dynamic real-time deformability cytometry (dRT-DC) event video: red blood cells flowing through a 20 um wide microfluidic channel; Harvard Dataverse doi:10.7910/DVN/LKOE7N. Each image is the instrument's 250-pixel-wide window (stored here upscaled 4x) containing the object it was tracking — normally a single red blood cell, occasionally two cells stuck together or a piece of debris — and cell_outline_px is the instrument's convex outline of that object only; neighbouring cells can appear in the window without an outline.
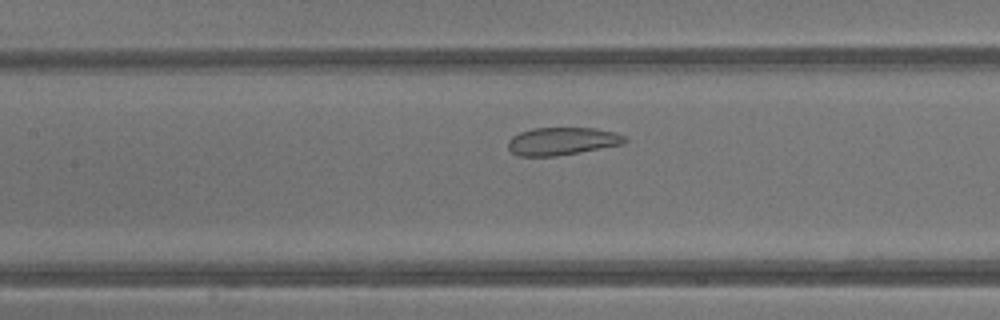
{"species": "common noctule bat (a hibernating species)", "species_latin": "Nyctalus noctula", "temperature_condition": "warm", "stored_images_in_passage": 37, "camera_frame_rate_fps": 3000, "um_per_image_px": 0.085, "animal": {"sex": "male", "body_mass_g": 13.3}, "frame": {"image": 1, "passage_image": 14, "time_ms": 4.333, "image_size_px": [1000, 320], "cell_outline_px": [[628, 140], [624, 144], [556, 156], [520, 156], [512, 152], [508, 148], [508, 140], [512, 136], [520, 132], [532, 128], [596, 128], [616, 132], [624, 136]], "centroid_in_image_um": [47.79, 11.99], "position_along_channel_um": 159.6, "area_um2": 18.9}}
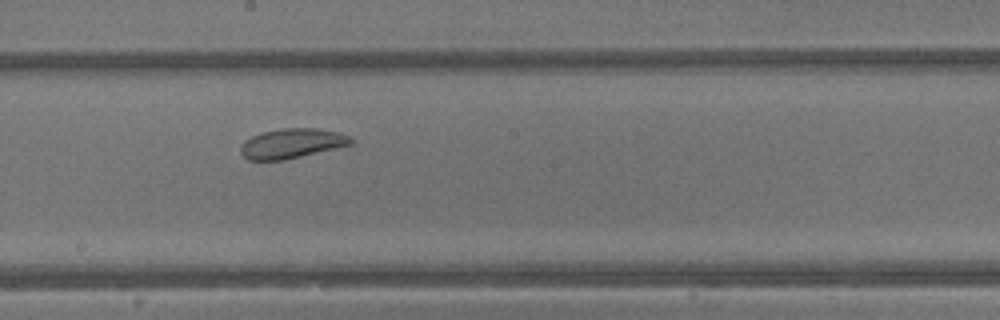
{"frame": {"image": 2, "passage_image": 18, "time_ms": 5.667, "image_size_px": [1000, 320], "cell_outline_px": [[356, 140], [352, 144], [284, 160], [248, 160], [240, 152], [240, 148], [244, 140], [260, 132], [280, 128], [316, 128], [340, 132], [352, 136]], "centroid_in_image_um": [24.83, 12.17], "position_along_channel_um": 223.4, "area_um2": 19.31}}
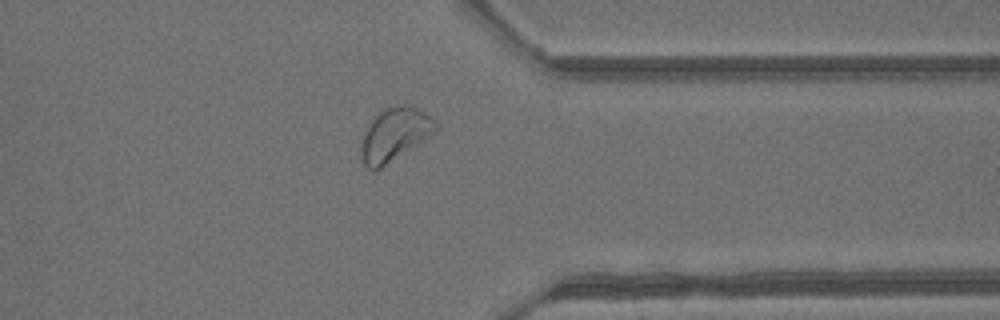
{"frame": {"image": 3, "passage_image": 28, "time_ms": 9.0, "image_size_px": [1000, 320], "cell_outline_px": [[440, 128], [436, 132], [380, 168], [372, 172], [360, 160], [360, 144], [364, 132], [372, 116], [376, 112], [384, 108], [400, 104], [408, 104], [432, 116], [440, 124]], "centroid_in_image_um": [33.53, 11.4], "position_along_channel_um": 377.9, "area_um2": 23.58}, "authors_computed_cell_mechanics": {"area_um2": 23.2934, "velocity_mm_per_s": 4.8027, "shape_relaxation_time_tau1_ms": 2.9679, "shape_relaxation_time_tau2_ms": 1.4931, "deformation_change_tau1": 0.0692, "deformation_change_tau2": 0.0991}}